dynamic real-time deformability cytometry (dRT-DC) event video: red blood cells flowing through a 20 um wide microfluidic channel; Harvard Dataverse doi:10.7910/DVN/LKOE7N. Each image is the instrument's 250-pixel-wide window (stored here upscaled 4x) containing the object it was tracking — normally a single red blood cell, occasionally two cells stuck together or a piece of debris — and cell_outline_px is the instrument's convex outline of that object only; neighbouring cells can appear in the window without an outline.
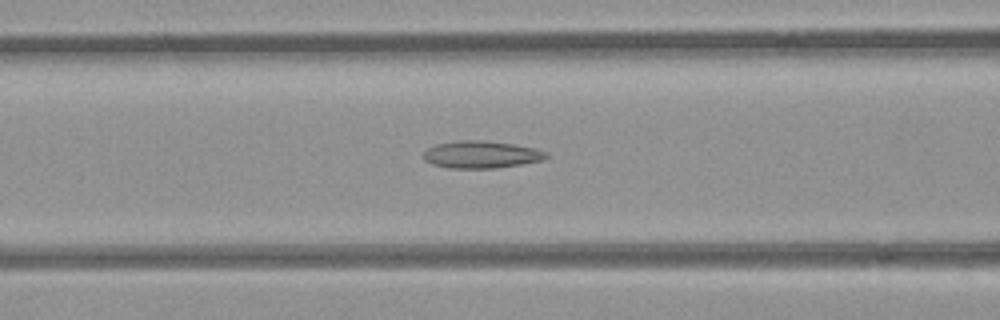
{"species": "common noctule bat (a hibernating species)", "species_latin": "Nyctalus noctula", "temperature_condition": "room temperature", "stored_images_in_passage": 39, "camera_frame_rate_fps": 3000, "um_per_image_px": 0.085, "animal": {"sex": "female", "body_mass_g": 21.9}, "frame": {"image": 1, "passage_image": 8, "time_ms": 2.333, "image_size_px": [1000, 320], "cell_outline_px": [[548, 156], [544, 160], [496, 168], [448, 168], [432, 164], [424, 160], [424, 152], [428, 148], [436, 144], [456, 140], [480, 140], [512, 144], [536, 148], [548, 152]], "centroid_in_image_um": [40.91, 13.13], "position_along_channel_um": 125.7, "area_um2": 19.54}}
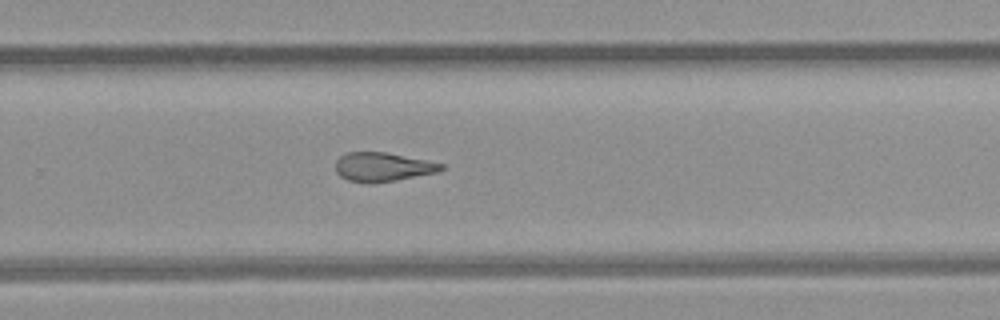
{"frame": {"image": 2, "passage_image": 21, "time_ms": 6.667, "image_size_px": [1000, 320], "cell_outline_px": [[448, 168], [436, 172], [396, 180], [372, 184], [364, 184], [348, 180], [340, 176], [336, 172], [336, 160], [340, 156], [348, 152], [384, 152], [444, 164]], "centroid_in_image_um": [32.5, 14.21], "position_along_channel_um": 297.3, "area_um2": 17.86}}
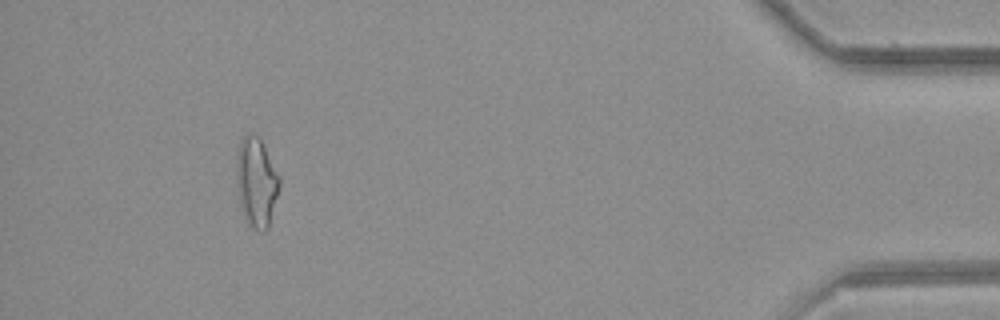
{"frame": {"image": 3, "passage_image": 35, "time_ms": 11.333, "image_size_px": [1000, 320], "cell_outline_px": [[280, 184], [268, 228], [264, 232], [252, 228], [244, 216], [240, 208], [236, 180], [236, 164], [240, 140], [244, 136], [256, 136], [260, 140], [280, 176]], "centroid_in_image_um": [21.78, 15.54], "position_along_channel_um": 413.4, "area_um2": 22.02}, "authors_computed_cell_mechanics": {"area_um2": 18.785, "velocity_mm_per_s": 3.9595, "shape_relaxation_time_tau1_ms": null, "shape_relaxation_time_tau2_ms": 3.5306, "deformation_change_tau1": null, "deformation_change_tau2": 0.1358}}